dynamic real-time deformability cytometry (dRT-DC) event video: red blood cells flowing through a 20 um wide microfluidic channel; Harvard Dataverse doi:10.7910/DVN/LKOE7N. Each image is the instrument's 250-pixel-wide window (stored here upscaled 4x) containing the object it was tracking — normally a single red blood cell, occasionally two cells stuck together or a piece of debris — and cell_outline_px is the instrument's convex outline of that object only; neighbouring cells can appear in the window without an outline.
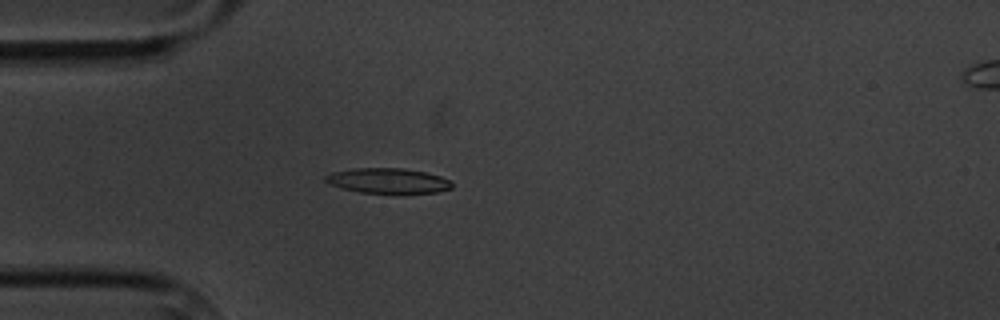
{"species": "common noctule bat (a hibernating species)", "species_latin": "Nyctalus noctula", "temperature_condition": "cold", "stored_images_in_passage": 5, "camera_frame_rate_fps": 3000, "um_per_image_px": 0.085, "animal": {"sex": "male", "body_mass_g": 20.1, "forearm_length_mm": 53.5}, "frame": {"image": 1, "passage_image": 5, "time_ms": 4.667, "image_size_px": [1000, 320], "cell_outline_px": [[452, 188], [436, 192], [360, 192], [340, 188], [324, 180], [324, 176], [332, 172], [356, 168], [404, 168], [424, 172], [440, 176], [452, 180]], "centroid_in_image_um": [32.97, 15.34], "position_along_channel_um": 52.0, "area_um2": 18.21}}